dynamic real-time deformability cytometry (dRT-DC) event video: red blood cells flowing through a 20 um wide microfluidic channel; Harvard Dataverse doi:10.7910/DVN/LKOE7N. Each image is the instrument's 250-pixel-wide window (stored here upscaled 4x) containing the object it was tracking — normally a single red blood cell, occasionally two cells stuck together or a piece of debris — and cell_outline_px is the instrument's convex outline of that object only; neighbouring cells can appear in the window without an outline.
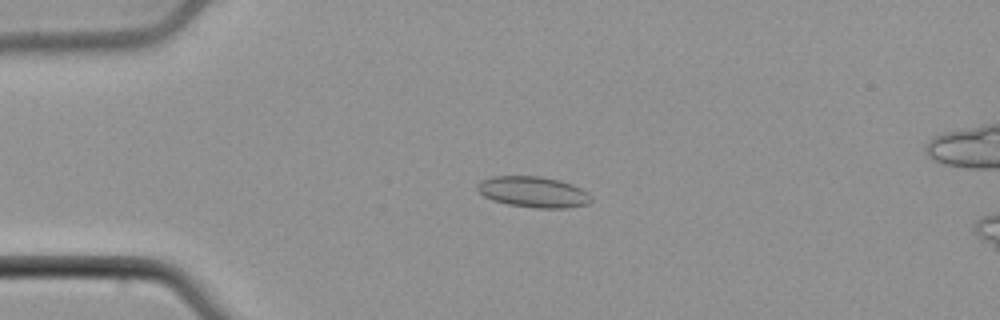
{"species": "common noctule bat (a hibernating species)", "species_latin": "Nyctalus noctula", "temperature_condition": "cold", "stored_images_in_passage": 29, "camera_frame_rate_fps": 3000, "um_per_image_px": 0.085, "animal": {"sex": "male", "body_mass_g": 21.5, "forearm_length_mm": 52.0}, "frame": {"image": 1, "passage_image": 2, "time_ms": 0.333, "image_size_px": [1000, 320], "cell_outline_px": [[592, 200], [588, 204], [568, 208], [536, 208], [508, 204], [492, 200], [484, 196], [476, 188], [476, 184], [480, 180], [492, 176], [540, 176], [560, 180], [572, 184], [588, 192], [592, 196]], "centroid_in_image_um": [45.33, 16.31], "position_along_channel_um": 39.7, "area_um2": 20.69}}
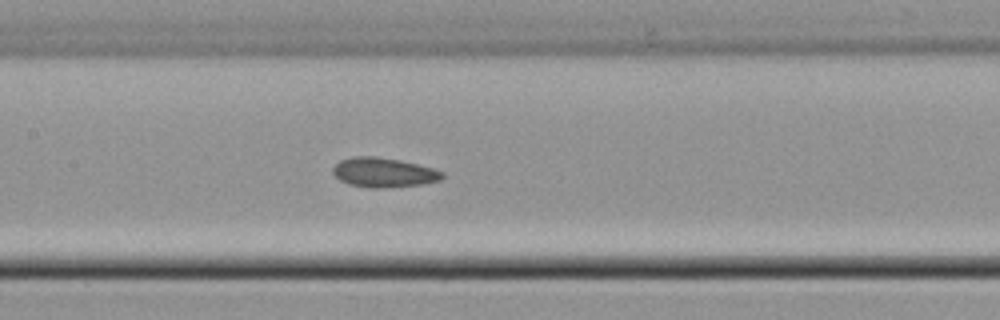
{"frame": {"image": 2, "passage_image": 14, "time_ms": 4.333, "image_size_px": [1000, 320], "cell_outline_px": [[444, 176], [440, 180], [420, 184], [380, 188], [372, 188], [348, 184], [340, 180], [332, 172], [332, 168], [340, 160], [352, 156], [376, 156], [400, 160], [432, 168], [444, 172]], "centroid_in_image_um": [32.58, 14.65], "position_along_channel_um": 174.8, "area_um2": 18.73}}
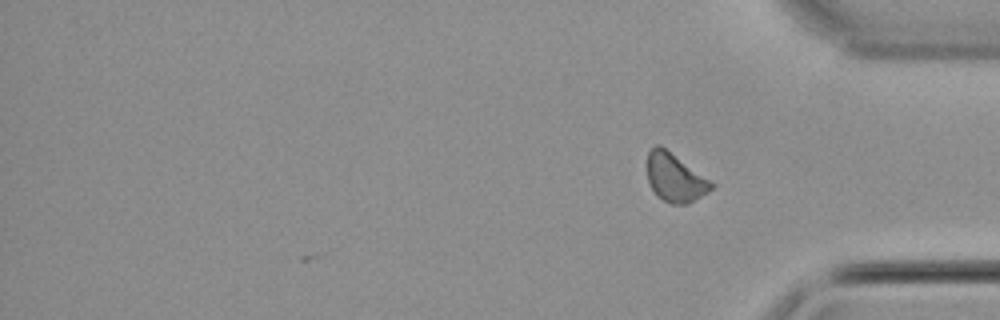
{"frame": {"image": 3, "passage_image": 29, "time_ms": 9.333, "image_size_px": [1000, 320], "cell_outline_px": [[716, 184], [708, 192], [688, 204], [672, 204], [656, 196], [648, 184], [648, 152], [656, 144], [660, 144]], "centroid_in_image_um": [57.37, 15.11], "position_along_channel_um": 377.8, "area_um2": 18.09}}